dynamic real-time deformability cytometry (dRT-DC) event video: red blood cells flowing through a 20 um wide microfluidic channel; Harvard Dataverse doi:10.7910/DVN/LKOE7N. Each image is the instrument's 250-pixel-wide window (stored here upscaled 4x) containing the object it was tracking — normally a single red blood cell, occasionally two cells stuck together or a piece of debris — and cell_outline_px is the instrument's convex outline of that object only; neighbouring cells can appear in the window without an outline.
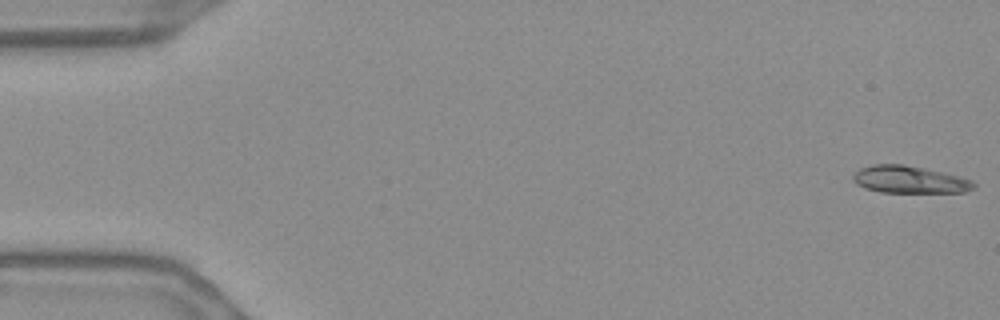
{"species": "Egyptian fruit bat (a non-hibernating species)", "species_latin": "Rousettus aegyptiacus", "temperature_condition": "warm", "stored_images_in_passage": 55, "camera_frame_rate_fps": 3000, "um_per_image_px": 0.085, "frame": {"image": 1, "passage_image": 1, "time_ms": 0.0, "image_size_px": [1000, 320], "cell_outline_px": [[976, 188], [964, 192], [880, 192], [864, 188], [856, 184], [852, 180], [852, 176], [860, 168], [872, 164], [904, 164], [944, 172], [960, 176], [972, 180], [976, 184]], "centroid_in_image_um": [77.31, 15.26], "position_along_channel_um": 7.7, "area_um2": 19.36}}
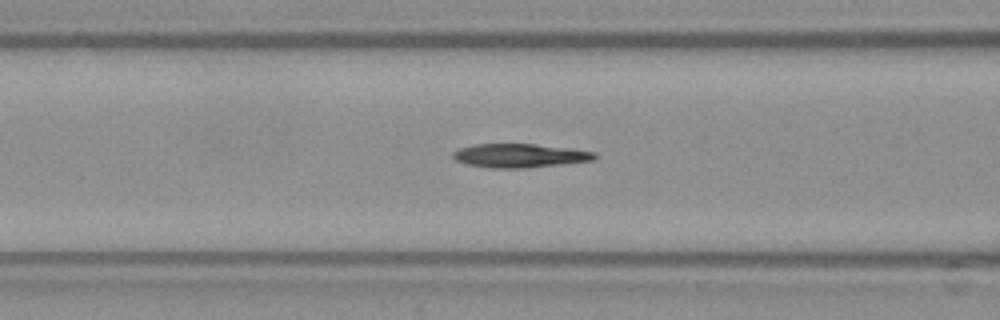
{"frame": {"image": 2, "passage_image": 22, "time_ms": 7.0, "image_size_px": [1000, 320], "cell_outline_px": [[596, 160], [564, 164], [524, 168], [488, 168], [468, 164], [456, 160], [452, 156], [452, 152], [460, 148], [476, 144], [536, 144], [572, 148], [596, 152]], "centroid_in_image_um": [44.22, 13.23], "position_along_channel_um": 122.4, "area_um2": 19.77}}
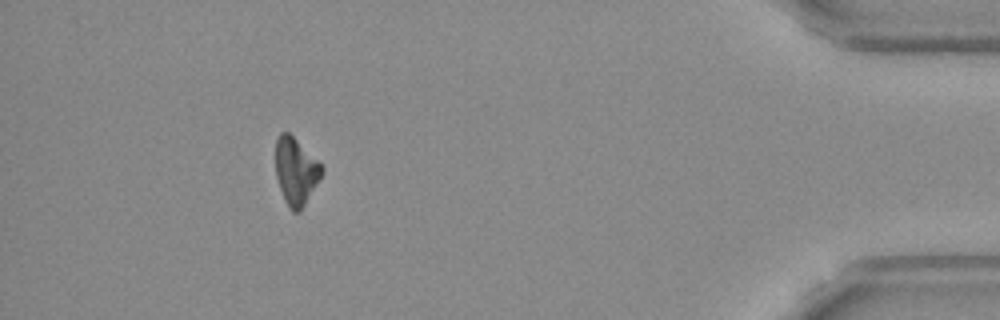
{"frame": {"image": 3, "passage_image": 50, "time_ms": 16.333, "image_size_px": [1000, 320], "cell_outline_px": [[324, 172], [320, 180], [300, 212], [292, 212], [288, 208], [284, 200], [276, 176], [276, 140], [280, 132], [288, 132], [324, 168]], "centroid_in_image_um": [25.15, 14.61], "position_along_channel_um": 410.1, "area_um2": 17.92}}